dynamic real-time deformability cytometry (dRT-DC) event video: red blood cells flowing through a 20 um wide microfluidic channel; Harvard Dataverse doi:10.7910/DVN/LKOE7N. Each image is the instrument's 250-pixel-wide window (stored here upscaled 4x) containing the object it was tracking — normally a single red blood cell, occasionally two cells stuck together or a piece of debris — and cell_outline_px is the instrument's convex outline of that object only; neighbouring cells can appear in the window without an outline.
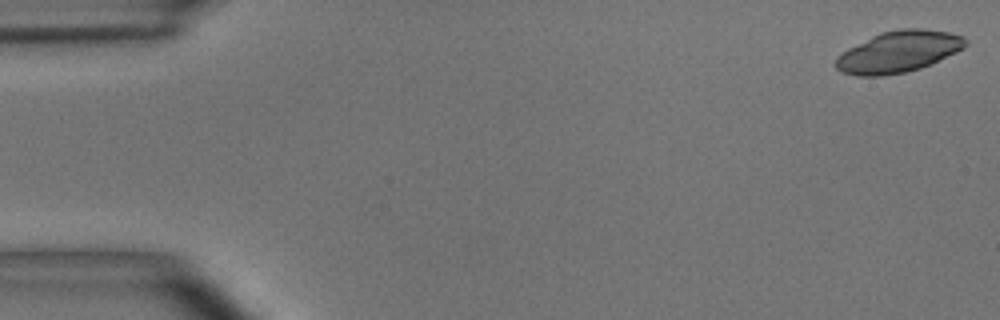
{"species": "common noctule bat (a hibernating species)", "species_latin": "Nyctalus noctula", "temperature_condition": "room temperature", "stored_images_in_passage": 10, "camera_frame_rate_fps": 3000, "um_per_image_px": 0.085, "animal": {"sex": "male", "body_mass_g": 15.6}, "frame": {"image": 1, "passage_image": 1, "time_ms": 0.0, "image_size_px": [1000, 320], "cell_outline_px": [[968, 44], [964, 48], [956, 52], [920, 68], [904, 72], [880, 76], [856, 76], [840, 72], [836, 68], [836, 56], [848, 48], [880, 32], [900, 28], [924, 28], [948, 32], [964, 36], [968, 40]], "centroid_in_image_um": [76.37, 4.39], "position_along_channel_um": 8.6, "area_um2": 31.33}}